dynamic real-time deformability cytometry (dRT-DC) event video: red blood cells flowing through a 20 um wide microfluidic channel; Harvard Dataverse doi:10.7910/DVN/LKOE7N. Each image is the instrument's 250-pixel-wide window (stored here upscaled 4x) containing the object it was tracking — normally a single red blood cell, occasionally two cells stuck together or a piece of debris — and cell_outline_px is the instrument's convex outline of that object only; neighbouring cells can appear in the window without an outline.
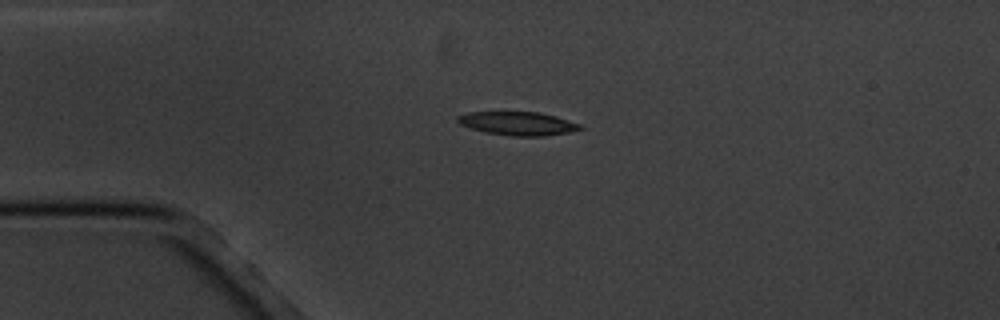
{"species": "common noctule bat (a hibernating species)", "species_latin": "Nyctalus noctula", "temperature_condition": "cold", "stored_images_in_passage": 2, "camera_frame_rate_fps": 3000, "um_per_image_px": 0.085, "animal": {"sex": "male", "body_mass_g": 20.1, "forearm_length_mm": 53.5}, "frame": {"image": 1, "passage_image": 1, "time_ms": 0.0, "image_size_px": [1000, 320], "cell_outline_px": [[584, 128], [568, 132], [544, 136], [512, 136], [484, 132], [460, 124], [456, 120], [456, 116], [468, 112], [540, 112], [556, 116], [580, 124]], "centroid_in_image_um": [44.0, 10.49], "position_along_channel_um": 41.0, "area_um2": 16.76}}